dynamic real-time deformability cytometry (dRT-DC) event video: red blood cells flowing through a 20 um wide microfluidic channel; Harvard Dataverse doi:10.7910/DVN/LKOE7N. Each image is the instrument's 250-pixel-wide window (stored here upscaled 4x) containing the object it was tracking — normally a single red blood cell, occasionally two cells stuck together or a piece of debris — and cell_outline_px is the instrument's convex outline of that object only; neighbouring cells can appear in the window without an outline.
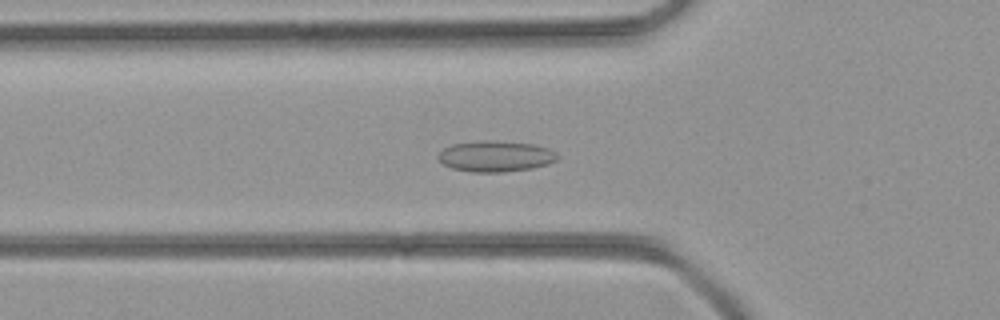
{"species": "common noctule bat (a hibernating species)", "species_latin": "Nyctalus noctula", "temperature_condition": "room temperature", "stored_images_in_passage": 43, "camera_frame_rate_fps": 3000, "um_per_image_px": 0.085, "animal": {"sex": "female", "body_mass_g": 21.9}, "frame": {"image": 1, "passage_image": 14, "time_ms": 4.333, "image_size_px": [1000, 320], "cell_outline_px": [[560, 156], [556, 160], [548, 164], [532, 168], [504, 172], [472, 172], [452, 168], [444, 164], [436, 156], [444, 148], [452, 144], [476, 140], [492, 140], [536, 144], [548, 148], [556, 152]], "centroid_in_image_um": [42.14, 13.27], "position_along_channel_um": 83.7, "area_um2": 21.73}}
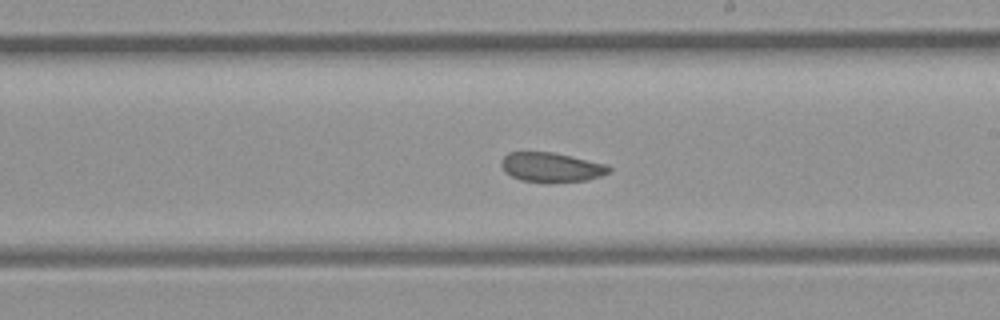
{"frame": {"image": 2, "passage_image": 24, "time_ms": 7.667, "image_size_px": [1000, 320], "cell_outline_px": [[612, 168], [608, 172], [600, 176], [588, 180], [548, 184], [544, 184], [520, 180], [504, 172], [500, 164], [500, 160], [508, 152], [552, 152], [572, 156], [608, 164]], "centroid_in_image_um": [46.84, 14.24], "position_along_channel_um": 242.2, "area_um2": 19.07}}
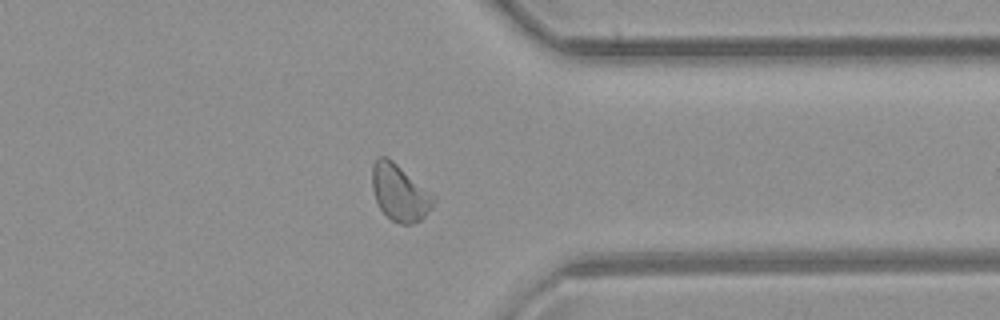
{"frame": {"image": 3, "passage_image": 33, "time_ms": 10.667, "image_size_px": [1000, 320], "cell_outline_px": [[436, 200], [432, 208], [420, 220], [412, 224], [400, 224], [392, 220], [380, 208], [376, 200], [372, 188], [372, 164], [376, 156], [388, 156], [432, 192], [436, 196]], "centroid_in_image_um": [33.98, 16.34], "position_along_channel_um": 377.4, "area_um2": 20.52}}